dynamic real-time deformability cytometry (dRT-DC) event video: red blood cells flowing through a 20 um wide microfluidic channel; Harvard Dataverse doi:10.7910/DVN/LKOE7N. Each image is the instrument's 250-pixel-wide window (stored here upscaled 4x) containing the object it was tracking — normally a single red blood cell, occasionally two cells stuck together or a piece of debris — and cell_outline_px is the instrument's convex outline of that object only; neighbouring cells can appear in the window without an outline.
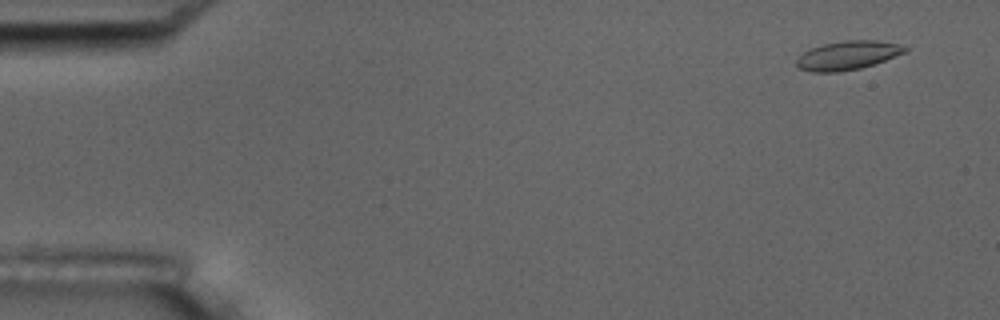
{"species": "common noctule bat (a hibernating species)", "species_latin": "Nyctalus noctula", "temperature_condition": "room temperature", "stored_images_in_passage": 4, "camera_frame_rate_fps": 3000, "um_per_image_px": 0.085, "animal": {"sex": "male", "body_mass_g": 17.5, "forearm_length_mm": 52.3}, "frame": {"image": 1, "passage_image": 1, "time_ms": 0.0, "image_size_px": [1000, 320], "cell_outline_px": [[908, 48], [904, 52], [884, 60], [860, 68], [840, 72], [812, 72], [800, 68], [796, 64], [796, 60], [804, 52], [812, 48], [824, 44], [844, 40], [876, 40], [896, 44]], "centroid_in_image_um": [72.01, 4.71], "position_along_channel_um": 13.0, "area_um2": 17.8}}